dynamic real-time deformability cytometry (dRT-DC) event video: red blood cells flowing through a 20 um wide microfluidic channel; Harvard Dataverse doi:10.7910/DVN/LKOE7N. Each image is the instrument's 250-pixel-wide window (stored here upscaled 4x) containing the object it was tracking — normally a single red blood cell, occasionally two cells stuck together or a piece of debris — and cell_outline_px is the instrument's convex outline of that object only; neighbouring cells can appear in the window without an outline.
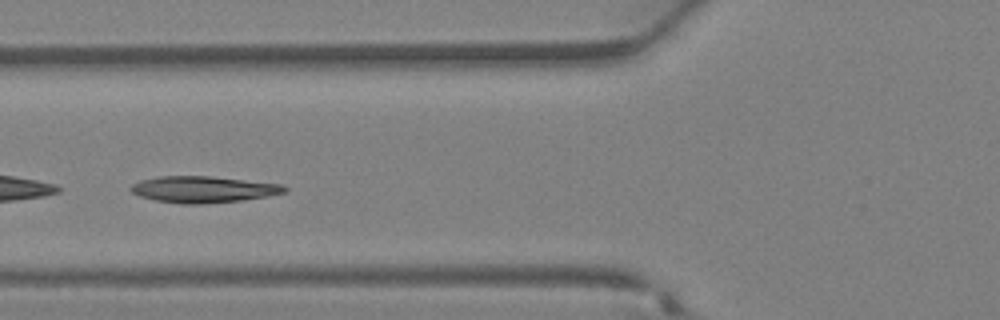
{"species": "Egyptian fruit bat (a non-hibernating species)", "species_latin": "Rousettus aegyptiacus", "temperature_condition": "warm", "stored_images_in_passage": 26, "camera_frame_rate_fps": 3000, "um_per_image_px": 0.085, "animal": {"sex": "female"}, "frame": {"image": 1, "passage_image": 5, "time_ms": 1.333, "image_size_px": [1000, 320], "cell_outline_px": [[288, 192], [268, 196], [244, 200], [200, 204], [180, 204], [156, 200], [140, 196], [132, 192], [128, 188], [132, 184], [140, 180], [156, 176], [212, 176], [280, 184], [288, 188]], "centroid_in_image_um": [17.27, 16.09], "position_along_channel_um": 108.5, "area_um2": 23.81}}
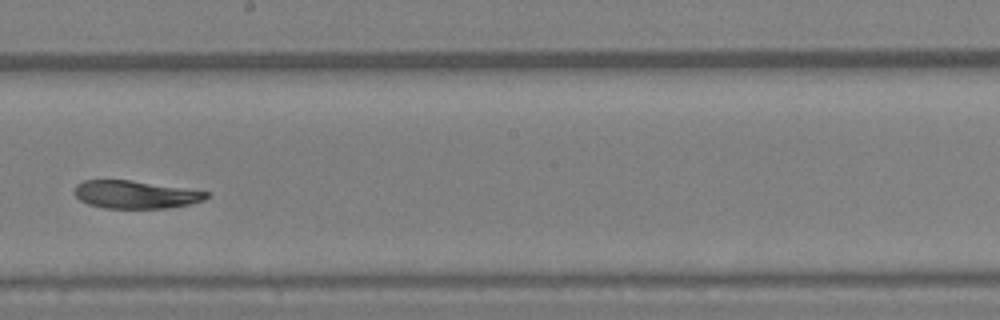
{"frame": {"image": 2, "passage_image": 12, "time_ms": 3.667, "image_size_px": [1000, 320], "cell_outline_px": [[208, 196], [204, 200], [188, 204], [168, 208], [104, 208], [88, 204], [80, 200], [72, 192], [76, 184], [84, 180], [128, 180], [208, 192]], "centroid_in_image_um": [11.43, 16.54], "position_along_channel_um": 236.8, "area_um2": 21.15}}